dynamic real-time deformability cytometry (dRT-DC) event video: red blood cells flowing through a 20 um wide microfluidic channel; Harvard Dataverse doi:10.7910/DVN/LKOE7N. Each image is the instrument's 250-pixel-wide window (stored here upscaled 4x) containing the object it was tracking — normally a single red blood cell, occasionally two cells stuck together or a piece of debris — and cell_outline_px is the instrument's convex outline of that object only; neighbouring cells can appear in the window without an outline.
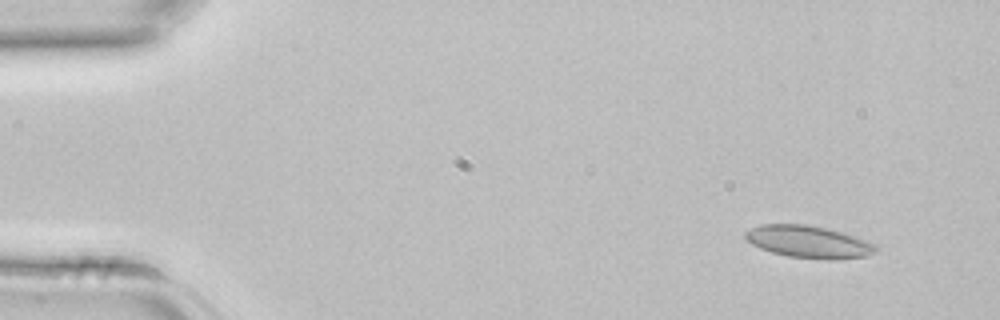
{"species": "common noctule bat (a hibernating species)", "species_latin": "Nyctalus noctula", "temperature_condition": "room temperature", "stored_images_in_passage": 3, "camera_frame_rate_fps": 3000, "um_per_image_px": 0.085, "animal": {"sex": "female", "body_mass_g": 22.7, "forearm_length_mm": 54.2}, "frame": {"image": 1, "passage_image": 1, "time_ms": 0.0, "image_size_px": [1000, 320], "cell_outline_px": [[880, 248], [876, 252], [868, 256], [828, 260], [788, 256], [772, 252], [760, 248], [752, 244], [744, 236], [744, 232], [760, 224], [804, 224], [828, 228], [876, 244]], "centroid_in_image_um": [68.74, 20.56], "position_along_channel_um": 16.3, "area_um2": 24.45}}
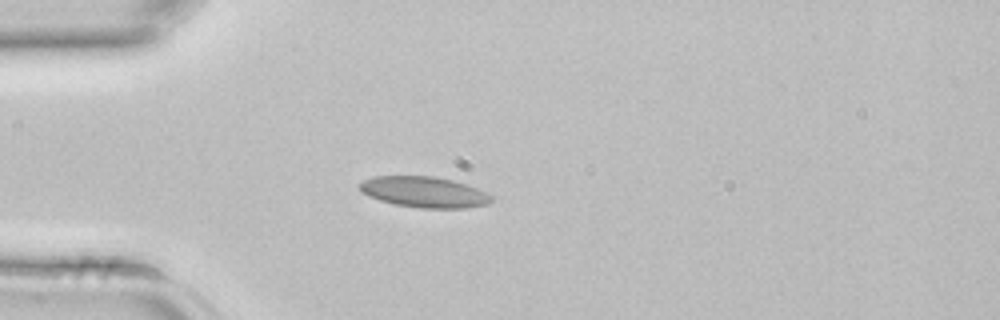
{"frame": {"image": 2, "passage_image": 3, "time_ms": 0.667, "image_size_px": [1000, 320], "cell_outline_px": [[492, 200], [488, 204], [468, 208], [420, 208], [396, 204], [380, 200], [368, 196], [356, 184], [360, 180], [372, 176], [432, 176], [452, 180], [476, 188], [492, 196]], "centroid_in_image_um": [36.01, 16.32], "position_along_channel_um": 49.0, "area_um2": 23.64}}